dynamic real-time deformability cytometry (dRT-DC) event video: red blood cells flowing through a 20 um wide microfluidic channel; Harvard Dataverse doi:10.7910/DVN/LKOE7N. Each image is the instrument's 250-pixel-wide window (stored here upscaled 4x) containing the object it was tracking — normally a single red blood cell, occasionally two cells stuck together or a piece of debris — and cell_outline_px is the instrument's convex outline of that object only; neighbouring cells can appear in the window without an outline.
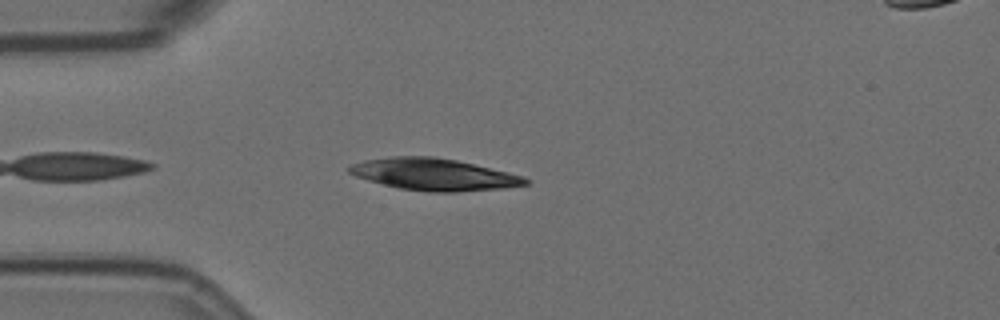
{"species": "Egyptian fruit bat (a non-hibernating species)", "species_latin": "Rousettus aegyptiacus", "temperature_condition": "room temperature", "stored_images_in_passage": 46, "camera_frame_rate_fps": 3000, "um_per_image_px": 0.085, "animal": {"sex": "female"}, "frame": {"image": 1, "passage_image": 4, "time_ms": 1.0, "image_size_px": [1000, 320], "cell_outline_px": [[532, 180], [528, 184], [504, 188], [456, 192], [428, 192], [400, 188], [368, 180], [356, 176], [348, 172], [348, 164], [364, 160], [392, 156], [432, 156], [456, 160], [508, 172], [524, 176]], "centroid_in_image_um": [36.89, 14.82], "position_along_channel_um": 48.1, "area_um2": 32.77}}
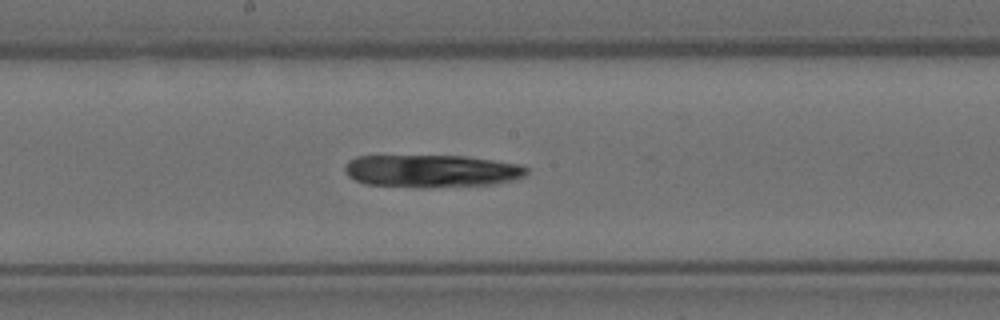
{"frame": {"image": 2, "passage_image": 19, "time_ms": 6.0, "image_size_px": [1000, 320], "cell_outline_px": [[528, 172], [524, 176], [512, 180], [496, 184], [420, 188], [364, 184], [348, 176], [344, 168], [356, 156], [464, 156], [520, 164], [528, 168]], "centroid_in_image_um": [36.7, 14.55], "position_along_channel_um": 211.5, "area_um2": 34.56}}
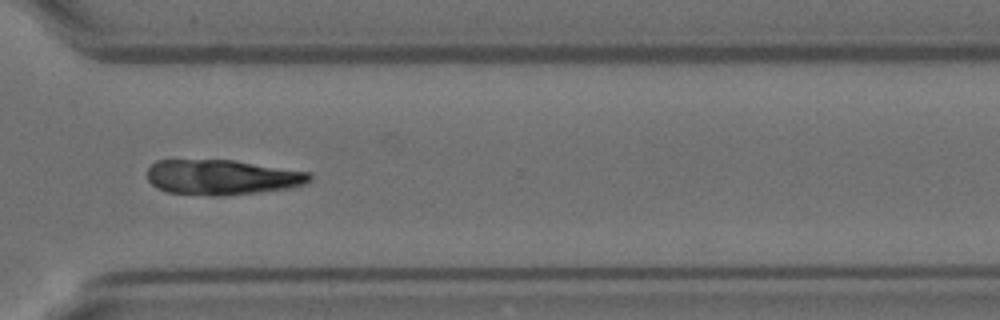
{"frame": {"image": 3, "passage_image": 31, "time_ms": 10.0, "image_size_px": [1000, 320], "cell_outline_px": [[312, 180], [304, 184], [288, 188], [224, 196], [208, 196], [168, 192], [156, 188], [148, 180], [148, 168], [156, 160], [236, 160], [312, 172]], "centroid_in_image_um": [18.9, 15.06], "position_along_channel_um": 351.7, "area_um2": 33.52}}